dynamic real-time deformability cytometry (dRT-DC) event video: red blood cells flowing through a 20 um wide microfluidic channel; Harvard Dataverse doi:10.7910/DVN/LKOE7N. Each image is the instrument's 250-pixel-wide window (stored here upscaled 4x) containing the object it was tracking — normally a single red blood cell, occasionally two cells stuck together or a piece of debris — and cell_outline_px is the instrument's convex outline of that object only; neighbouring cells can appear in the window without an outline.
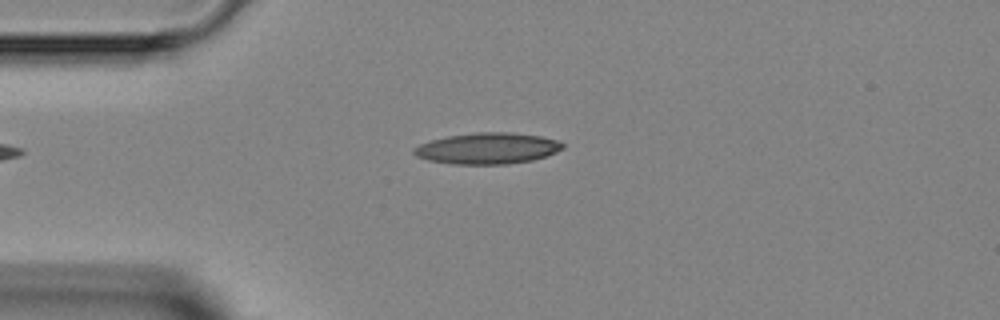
{"species": "Egyptian fruit bat (a non-hibernating species)", "species_latin": "Rousettus aegyptiacus", "temperature_condition": "room temperature", "stored_images_in_passage": 3, "camera_frame_rate_fps": 3000, "um_per_image_px": 0.085, "animal": {"sex": "female"}, "frame": {"image": 1, "passage_image": 1, "time_ms": 0.0, "image_size_px": [1000, 320], "cell_outline_px": [[564, 148], [556, 152], [532, 160], [508, 164], [452, 164], [428, 160], [416, 156], [412, 152], [412, 148], [420, 144], [432, 140], [448, 136], [476, 132], [508, 132], [540, 136], [560, 140], [564, 144]], "centroid_in_image_um": [41.44, 12.61], "position_along_channel_um": 43.6, "area_um2": 27.05}}
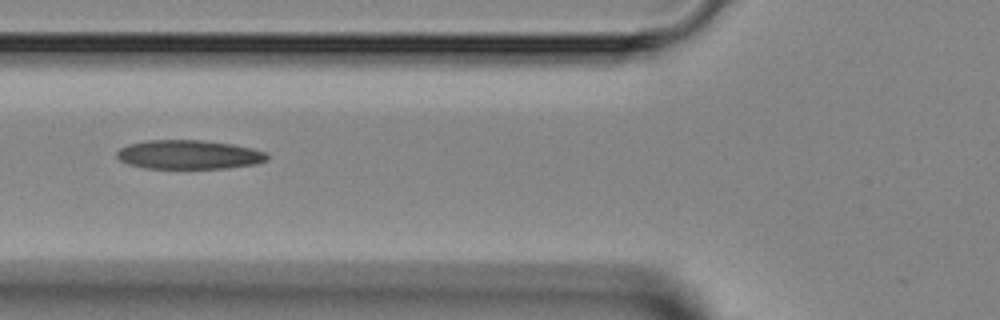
{"frame": {"image": 2, "passage_image": 3, "time_ms": 2.0, "image_size_px": [1000, 320], "cell_outline_px": [[268, 160], [256, 164], [228, 168], [144, 168], [128, 164], [120, 160], [116, 156], [116, 152], [120, 148], [128, 144], [148, 140], [200, 140], [232, 144], [252, 148], [268, 152]], "centroid_in_image_um": [16.07, 13.14], "position_along_channel_um": 109.7, "area_um2": 25.55}}